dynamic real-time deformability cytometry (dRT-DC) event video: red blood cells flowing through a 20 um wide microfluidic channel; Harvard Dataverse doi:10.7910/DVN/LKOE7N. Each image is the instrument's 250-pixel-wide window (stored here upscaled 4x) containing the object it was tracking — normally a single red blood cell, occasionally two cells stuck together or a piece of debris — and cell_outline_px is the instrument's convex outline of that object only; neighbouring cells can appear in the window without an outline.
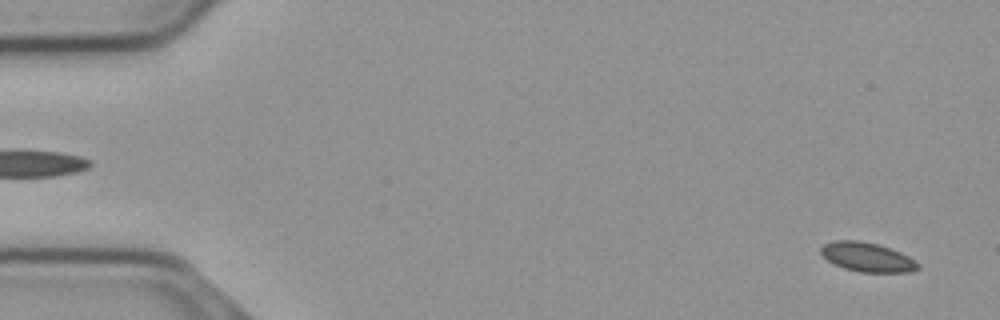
{"species": "common noctule bat (a hibernating species)", "species_latin": "Nyctalus noctula", "temperature_condition": "cold", "stored_images_in_passage": 16, "camera_frame_rate_fps": 3000, "um_per_image_px": 0.085, "animal": {"sex": "male", "body_mass_g": 23.1, "forearm_length_mm": 52.7}, "frame": {"image": 1, "passage_image": 2, "time_ms": 0.333, "image_size_px": [1000, 320], "cell_outline_px": [[920, 268], [908, 272], [860, 272], [844, 268], [832, 264], [820, 252], [820, 248], [824, 244], [836, 240], [860, 240], [880, 244], [900, 252], [916, 260], [920, 264]], "centroid_in_image_um": [73.73, 21.85], "position_along_channel_um": 11.3, "area_um2": 16.7}}
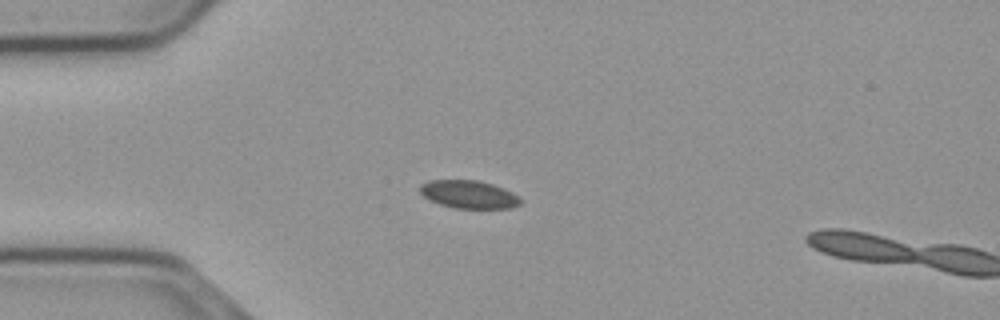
{"frame": {"image": 2, "passage_image": 14, "time_ms": 4.333, "image_size_px": [1000, 320], "cell_outline_px": [[520, 204], [512, 208], [452, 208], [428, 200], [420, 192], [420, 184], [428, 180], [476, 180], [492, 184], [504, 188], [512, 192], [520, 200]], "centroid_in_image_um": [39.8, 16.52], "position_along_channel_um": 45.2, "area_um2": 16.36}}